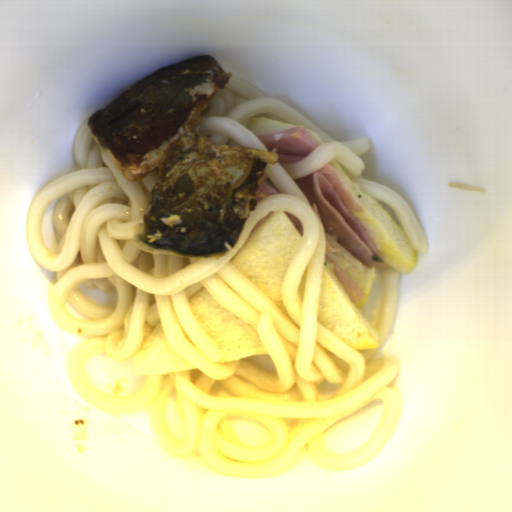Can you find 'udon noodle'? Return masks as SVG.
I'll return each instance as SVG.
<instances>
[{"mask_svg":"<svg viewBox=\"0 0 512 512\" xmlns=\"http://www.w3.org/2000/svg\"><path fill=\"white\" fill-rule=\"evenodd\" d=\"M251 118L304 126L320 139L306 158L268 164L263 181L277 193L257 199L234 249L194 258L147 250L136 239L156 170L129 181L93 138L78 127L76 165L45 184L28 205L30 254L56 282L46 306L58 328L80 340L66 373L85 403L102 413L147 412L165 451L230 478L269 477L302 456L325 469L347 470L375 457L395 431L401 398L390 388L393 360L376 359L392 328L400 271L381 270L383 302L377 347L356 350L318 322L326 233L296 180L336 161L401 227L417 252L426 233L395 191L365 178L359 156L368 138L336 142L313 121L233 75L201 115L198 133L217 146L268 149L249 129ZM284 211L302 239L283 278L291 323L229 260L269 214ZM204 287L225 309L258 331L266 355L218 364L186 299ZM161 321L166 343L196 370L132 377L124 370ZM384 415L369 442L352 454L323 446L326 429L370 401Z\"/></svg>","mask_w":512,"mask_h":512,"instance_id":"1","label":"udon noodle"}]
</instances>
